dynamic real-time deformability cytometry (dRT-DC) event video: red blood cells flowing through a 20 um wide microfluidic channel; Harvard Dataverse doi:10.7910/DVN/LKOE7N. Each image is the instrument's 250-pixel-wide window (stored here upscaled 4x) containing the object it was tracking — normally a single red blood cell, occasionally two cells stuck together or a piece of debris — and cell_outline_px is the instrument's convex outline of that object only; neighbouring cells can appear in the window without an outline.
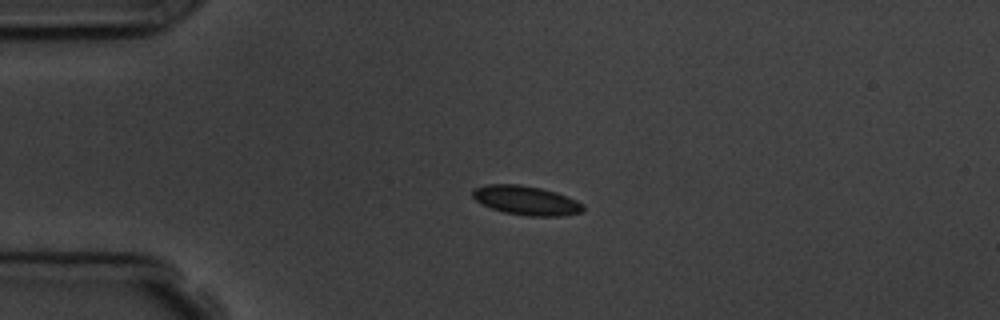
{"species": "common noctule bat (a hibernating species)", "species_latin": "Nyctalus noctula", "temperature_condition": "room temperature", "stored_images_in_passage": 5, "camera_frame_rate_fps": 3000, "um_per_image_px": 0.085, "animal": {"sex": "male", "body_mass_g": 19.5, "forearm_length_mm": 54.6}, "frame": {"image": 1, "passage_image": 3, "time_ms": 2.0, "image_size_px": [1000, 320], "cell_outline_px": [[584, 212], [564, 216], [528, 216], [504, 212], [492, 208], [476, 200], [472, 196], [472, 192], [476, 188], [488, 184], [520, 184], [540, 188], [556, 192], [576, 200], [584, 204]], "centroid_in_image_um": [44.78, 17.04], "position_along_channel_um": 40.2, "area_um2": 18.73}}